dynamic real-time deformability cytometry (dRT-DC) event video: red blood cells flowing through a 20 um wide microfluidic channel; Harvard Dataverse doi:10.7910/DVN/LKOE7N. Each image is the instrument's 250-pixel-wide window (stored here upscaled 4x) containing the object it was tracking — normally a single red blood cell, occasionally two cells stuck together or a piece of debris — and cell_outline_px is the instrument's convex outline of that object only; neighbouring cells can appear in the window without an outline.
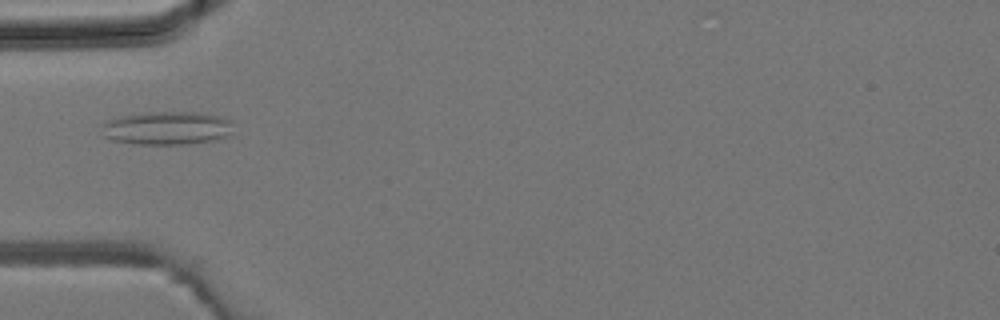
{"species": "common noctule bat (a hibernating species)", "species_latin": "Nyctalus noctula", "temperature_condition": "room temperature", "stored_images_in_passage": 34, "camera_frame_rate_fps": 3000, "um_per_image_px": 0.085, "animal": {"sex": "male", "body_mass_g": 19.2, "forearm_length_mm": 51.8}, "frame": {"image": 1, "passage_image": 6, "time_ms": 1.667, "image_size_px": [1000, 320], "cell_outline_px": [[232, 132], [228, 136], [212, 140], [188, 144], [132, 144], [112, 140], [104, 136], [100, 124], [108, 120], [120, 116], [148, 112], [200, 112], [220, 116], [232, 120]], "centroid_in_image_um": [14.19, 10.88], "position_along_channel_um": 70.8, "area_um2": 25.84}}
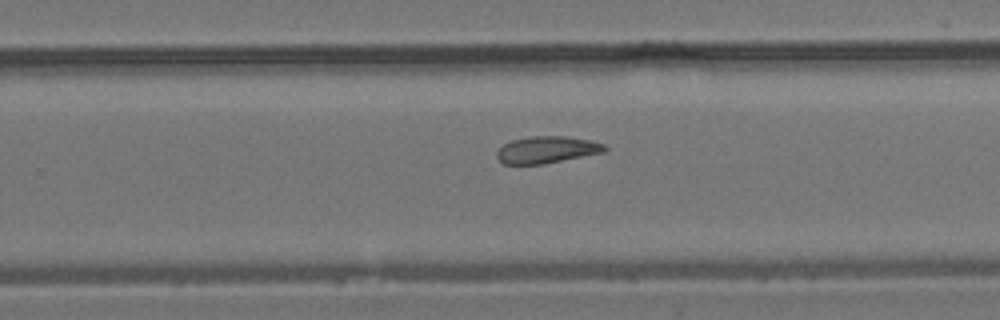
{"frame": {"image": 2, "passage_image": 19, "time_ms": 6.0, "image_size_px": [1000, 320], "cell_outline_px": [[608, 148], [604, 152], [544, 164], [504, 164], [496, 156], [496, 152], [504, 144], [512, 140], [528, 136], [564, 136], [588, 140], [604, 144]], "centroid_in_image_um": [46.47, 12.73], "position_along_channel_um": 283.3, "area_um2": 16.82}}
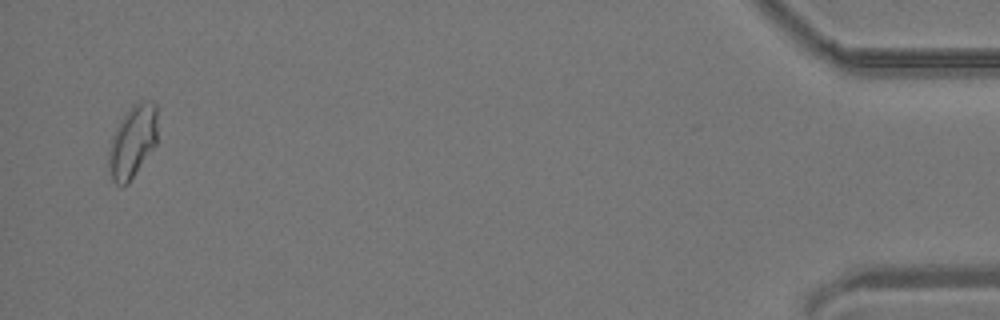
{"frame": {"image": 3, "passage_image": 33, "time_ms": 10.667, "image_size_px": [1000, 320], "cell_outline_px": [[156, 144], [128, 184], [116, 184], [112, 180], [108, 164], [108, 152], [112, 136], [120, 120], [132, 104], [144, 100], [152, 100], [156, 104]], "centroid_in_image_um": [11.26, 12.01], "position_along_channel_um": 423.9, "area_um2": 20.52}}